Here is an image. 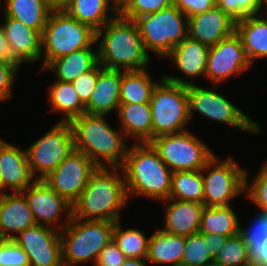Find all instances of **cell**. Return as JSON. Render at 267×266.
Segmentation results:
<instances>
[{
	"instance_id": "16",
	"label": "cell",
	"mask_w": 267,
	"mask_h": 266,
	"mask_svg": "<svg viewBox=\"0 0 267 266\" xmlns=\"http://www.w3.org/2000/svg\"><path fill=\"white\" fill-rule=\"evenodd\" d=\"M13 241L25 251L30 266H64L60 231L56 229L36 224Z\"/></svg>"
},
{
	"instance_id": "43",
	"label": "cell",
	"mask_w": 267,
	"mask_h": 266,
	"mask_svg": "<svg viewBox=\"0 0 267 266\" xmlns=\"http://www.w3.org/2000/svg\"><path fill=\"white\" fill-rule=\"evenodd\" d=\"M19 69L20 66L16 62L0 61V102L11 99Z\"/></svg>"
},
{
	"instance_id": "52",
	"label": "cell",
	"mask_w": 267,
	"mask_h": 266,
	"mask_svg": "<svg viewBox=\"0 0 267 266\" xmlns=\"http://www.w3.org/2000/svg\"><path fill=\"white\" fill-rule=\"evenodd\" d=\"M117 5H120L124 0H114Z\"/></svg>"
},
{
	"instance_id": "1",
	"label": "cell",
	"mask_w": 267,
	"mask_h": 266,
	"mask_svg": "<svg viewBox=\"0 0 267 266\" xmlns=\"http://www.w3.org/2000/svg\"><path fill=\"white\" fill-rule=\"evenodd\" d=\"M96 43L98 63L105 69L136 71L149 68L151 57L135 20L118 13L96 31Z\"/></svg>"
},
{
	"instance_id": "51",
	"label": "cell",
	"mask_w": 267,
	"mask_h": 266,
	"mask_svg": "<svg viewBox=\"0 0 267 266\" xmlns=\"http://www.w3.org/2000/svg\"><path fill=\"white\" fill-rule=\"evenodd\" d=\"M203 266H222L221 264H218V263H216V262H211V263H208V264H206V265H203Z\"/></svg>"
},
{
	"instance_id": "31",
	"label": "cell",
	"mask_w": 267,
	"mask_h": 266,
	"mask_svg": "<svg viewBox=\"0 0 267 266\" xmlns=\"http://www.w3.org/2000/svg\"><path fill=\"white\" fill-rule=\"evenodd\" d=\"M51 112H59L64 117L59 122H70L72 119L86 113L85 105L81 102L73 85L69 82L55 80L48 90Z\"/></svg>"
},
{
	"instance_id": "36",
	"label": "cell",
	"mask_w": 267,
	"mask_h": 266,
	"mask_svg": "<svg viewBox=\"0 0 267 266\" xmlns=\"http://www.w3.org/2000/svg\"><path fill=\"white\" fill-rule=\"evenodd\" d=\"M222 266H253L252 256L244 235L240 232L228 238L214 258Z\"/></svg>"
},
{
	"instance_id": "50",
	"label": "cell",
	"mask_w": 267,
	"mask_h": 266,
	"mask_svg": "<svg viewBox=\"0 0 267 266\" xmlns=\"http://www.w3.org/2000/svg\"><path fill=\"white\" fill-rule=\"evenodd\" d=\"M1 195H3V183H2L1 173H0V196Z\"/></svg>"
},
{
	"instance_id": "8",
	"label": "cell",
	"mask_w": 267,
	"mask_h": 266,
	"mask_svg": "<svg viewBox=\"0 0 267 266\" xmlns=\"http://www.w3.org/2000/svg\"><path fill=\"white\" fill-rule=\"evenodd\" d=\"M148 53L166 57L187 37L188 17L174 4L155 13L135 19Z\"/></svg>"
},
{
	"instance_id": "26",
	"label": "cell",
	"mask_w": 267,
	"mask_h": 266,
	"mask_svg": "<svg viewBox=\"0 0 267 266\" xmlns=\"http://www.w3.org/2000/svg\"><path fill=\"white\" fill-rule=\"evenodd\" d=\"M265 13L247 16L235 23V32L250 61L267 58V16Z\"/></svg>"
},
{
	"instance_id": "23",
	"label": "cell",
	"mask_w": 267,
	"mask_h": 266,
	"mask_svg": "<svg viewBox=\"0 0 267 266\" xmlns=\"http://www.w3.org/2000/svg\"><path fill=\"white\" fill-rule=\"evenodd\" d=\"M121 71L105 69L98 63V80L89 103L87 114L111 115L120 106Z\"/></svg>"
},
{
	"instance_id": "44",
	"label": "cell",
	"mask_w": 267,
	"mask_h": 266,
	"mask_svg": "<svg viewBox=\"0 0 267 266\" xmlns=\"http://www.w3.org/2000/svg\"><path fill=\"white\" fill-rule=\"evenodd\" d=\"M126 258L115 242L111 240L101 250L93 266H121Z\"/></svg>"
},
{
	"instance_id": "12",
	"label": "cell",
	"mask_w": 267,
	"mask_h": 266,
	"mask_svg": "<svg viewBox=\"0 0 267 266\" xmlns=\"http://www.w3.org/2000/svg\"><path fill=\"white\" fill-rule=\"evenodd\" d=\"M74 142L69 122H57L26 148L33 176L43 180L73 151ZM37 173V174H36Z\"/></svg>"
},
{
	"instance_id": "37",
	"label": "cell",
	"mask_w": 267,
	"mask_h": 266,
	"mask_svg": "<svg viewBox=\"0 0 267 266\" xmlns=\"http://www.w3.org/2000/svg\"><path fill=\"white\" fill-rule=\"evenodd\" d=\"M214 261L208 251L207 241L200 231L185 236V248L181 266H203Z\"/></svg>"
},
{
	"instance_id": "49",
	"label": "cell",
	"mask_w": 267,
	"mask_h": 266,
	"mask_svg": "<svg viewBox=\"0 0 267 266\" xmlns=\"http://www.w3.org/2000/svg\"><path fill=\"white\" fill-rule=\"evenodd\" d=\"M53 9H63L71 0H49Z\"/></svg>"
},
{
	"instance_id": "38",
	"label": "cell",
	"mask_w": 267,
	"mask_h": 266,
	"mask_svg": "<svg viewBox=\"0 0 267 266\" xmlns=\"http://www.w3.org/2000/svg\"><path fill=\"white\" fill-rule=\"evenodd\" d=\"M248 171L245 170V195L249 201L260 208L259 213L267 214V159L249 183ZM249 184V185H248Z\"/></svg>"
},
{
	"instance_id": "13",
	"label": "cell",
	"mask_w": 267,
	"mask_h": 266,
	"mask_svg": "<svg viewBox=\"0 0 267 266\" xmlns=\"http://www.w3.org/2000/svg\"><path fill=\"white\" fill-rule=\"evenodd\" d=\"M252 65L239 35L234 31L209 48L205 78L210 80L214 88V85H219L232 76H240L251 69Z\"/></svg>"
},
{
	"instance_id": "33",
	"label": "cell",
	"mask_w": 267,
	"mask_h": 266,
	"mask_svg": "<svg viewBox=\"0 0 267 266\" xmlns=\"http://www.w3.org/2000/svg\"><path fill=\"white\" fill-rule=\"evenodd\" d=\"M202 169L172 173L169 198L203 203Z\"/></svg>"
},
{
	"instance_id": "24",
	"label": "cell",
	"mask_w": 267,
	"mask_h": 266,
	"mask_svg": "<svg viewBox=\"0 0 267 266\" xmlns=\"http://www.w3.org/2000/svg\"><path fill=\"white\" fill-rule=\"evenodd\" d=\"M120 129L133 143H149L152 140V119L149 103H120L117 112Z\"/></svg>"
},
{
	"instance_id": "10",
	"label": "cell",
	"mask_w": 267,
	"mask_h": 266,
	"mask_svg": "<svg viewBox=\"0 0 267 266\" xmlns=\"http://www.w3.org/2000/svg\"><path fill=\"white\" fill-rule=\"evenodd\" d=\"M149 143L172 172L201 170L215 155L190 130L158 136Z\"/></svg>"
},
{
	"instance_id": "18",
	"label": "cell",
	"mask_w": 267,
	"mask_h": 266,
	"mask_svg": "<svg viewBox=\"0 0 267 266\" xmlns=\"http://www.w3.org/2000/svg\"><path fill=\"white\" fill-rule=\"evenodd\" d=\"M0 173L3 194L9 189L11 193L22 192L37 179L34 178L28 163L26 149H20L0 138Z\"/></svg>"
},
{
	"instance_id": "45",
	"label": "cell",
	"mask_w": 267,
	"mask_h": 266,
	"mask_svg": "<svg viewBox=\"0 0 267 266\" xmlns=\"http://www.w3.org/2000/svg\"><path fill=\"white\" fill-rule=\"evenodd\" d=\"M173 4L189 18L213 8L216 0H173Z\"/></svg>"
},
{
	"instance_id": "25",
	"label": "cell",
	"mask_w": 267,
	"mask_h": 266,
	"mask_svg": "<svg viewBox=\"0 0 267 266\" xmlns=\"http://www.w3.org/2000/svg\"><path fill=\"white\" fill-rule=\"evenodd\" d=\"M63 10L98 31L119 13V5L114 0H71Z\"/></svg>"
},
{
	"instance_id": "14",
	"label": "cell",
	"mask_w": 267,
	"mask_h": 266,
	"mask_svg": "<svg viewBox=\"0 0 267 266\" xmlns=\"http://www.w3.org/2000/svg\"><path fill=\"white\" fill-rule=\"evenodd\" d=\"M97 166L83 152L73 151L43 180L73 204L80 196Z\"/></svg>"
},
{
	"instance_id": "32",
	"label": "cell",
	"mask_w": 267,
	"mask_h": 266,
	"mask_svg": "<svg viewBox=\"0 0 267 266\" xmlns=\"http://www.w3.org/2000/svg\"><path fill=\"white\" fill-rule=\"evenodd\" d=\"M233 206L208 207L202 211L200 232L202 234H217L234 236L241 232L240 221Z\"/></svg>"
},
{
	"instance_id": "4",
	"label": "cell",
	"mask_w": 267,
	"mask_h": 266,
	"mask_svg": "<svg viewBox=\"0 0 267 266\" xmlns=\"http://www.w3.org/2000/svg\"><path fill=\"white\" fill-rule=\"evenodd\" d=\"M121 168L128 198L143 196L159 202L169 199L173 172L150 143L130 145Z\"/></svg>"
},
{
	"instance_id": "27",
	"label": "cell",
	"mask_w": 267,
	"mask_h": 266,
	"mask_svg": "<svg viewBox=\"0 0 267 266\" xmlns=\"http://www.w3.org/2000/svg\"><path fill=\"white\" fill-rule=\"evenodd\" d=\"M83 48L52 60L43 70L55 73L57 81L72 83L79 75L91 70L98 63L97 48Z\"/></svg>"
},
{
	"instance_id": "3",
	"label": "cell",
	"mask_w": 267,
	"mask_h": 266,
	"mask_svg": "<svg viewBox=\"0 0 267 266\" xmlns=\"http://www.w3.org/2000/svg\"><path fill=\"white\" fill-rule=\"evenodd\" d=\"M106 115L84 113L72 119L74 149L87 155L97 167H122L129 149L126 136L112 128Z\"/></svg>"
},
{
	"instance_id": "11",
	"label": "cell",
	"mask_w": 267,
	"mask_h": 266,
	"mask_svg": "<svg viewBox=\"0 0 267 266\" xmlns=\"http://www.w3.org/2000/svg\"><path fill=\"white\" fill-rule=\"evenodd\" d=\"M235 160L229 156L222 161L214 155L202 168L205 206H229L231 200L233 202L245 192L246 169L237 165Z\"/></svg>"
},
{
	"instance_id": "5",
	"label": "cell",
	"mask_w": 267,
	"mask_h": 266,
	"mask_svg": "<svg viewBox=\"0 0 267 266\" xmlns=\"http://www.w3.org/2000/svg\"><path fill=\"white\" fill-rule=\"evenodd\" d=\"M96 31L80 23L63 9H53L41 34V60L43 70L52 60L73 51L97 47Z\"/></svg>"
},
{
	"instance_id": "53",
	"label": "cell",
	"mask_w": 267,
	"mask_h": 266,
	"mask_svg": "<svg viewBox=\"0 0 267 266\" xmlns=\"http://www.w3.org/2000/svg\"><path fill=\"white\" fill-rule=\"evenodd\" d=\"M266 12V15H267V0H265V11Z\"/></svg>"
},
{
	"instance_id": "7",
	"label": "cell",
	"mask_w": 267,
	"mask_h": 266,
	"mask_svg": "<svg viewBox=\"0 0 267 266\" xmlns=\"http://www.w3.org/2000/svg\"><path fill=\"white\" fill-rule=\"evenodd\" d=\"M149 104L152 139L188 130L190 118L186 85L169 82L163 77L154 87Z\"/></svg>"
},
{
	"instance_id": "28",
	"label": "cell",
	"mask_w": 267,
	"mask_h": 266,
	"mask_svg": "<svg viewBox=\"0 0 267 266\" xmlns=\"http://www.w3.org/2000/svg\"><path fill=\"white\" fill-rule=\"evenodd\" d=\"M185 248V236L173 235L160 228L150 235L148 246V263L181 266Z\"/></svg>"
},
{
	"instance_id": "20",
	"label": "cell",
	"mask_w": 267,
	"mask_h": 266,
	"mask_svg": "<svg viewBox=\"0 0 267 266\" xmlns=\"http://www.w3.org/2000/svg\"><path fill=\"white\" fill-rule=\"evenodd\" d=\"M236 21L217 6L188 18L187 36L209 47L235 31Z\"/></svg>"
},
{
	"instance_id": "17",
	"label": "cell",
	"mask_w": 267,
	"mask_h": 266,
	"mask_svg": "<svg viewBox=\"0 0 267 266\" xmlns=\"http://www.w3.org/2000/svg\"><path fill=\"white\" fill-rule=\"evenodd\" d=\"M209 46L190 39L188 36L177 44L166 58L174 63V66L184 75L183 77L173 75H163V77L172 83L181 85L197 84V77H205L207 69V59ZM188 77V81L186 78Z\"/></svg>"
},
{
	"instance_id": "48",
	"label": "cell",
	"mask_w": 267,
	"mask_h": 266,
	"mask_svg": "<svg viewBox=\"0 0 267 266\" xmlns=\"http://www.w3.org/2000/svg\"><path fill=\"white\" fill-rule=\"evenodd\" d=\"M147 262V259L126 258L125 262L121 266H150Z\"/></svg>"
},
{
	"instance_id": "22",
	"label": "cell",
	"mask_w": 267,
	"mask_h": 266,
	"mask_svg": "<svg viewBox=\"0 0 267 266\" xmlns=\"http://www.w3.org/2000/svg\"><path fill=\"white\" fill-rule=\"evenodd\" d=\"M35 225L34 215L21 192H7L0 196V239L13 240L20 232Z\"/></svg>"
},
{
	"instance_id": "47",
	"label": "cell",
	"mask_w": 267,
	"mask_h": 266,
	"mask_svg": "<svg viewBox=\"0 0 267 266\" xmlns=\"http://www.w3.org/2000/svg\"><path fill=\"white\" fill-rule=\"evenodd\" d=\"M0 61L4 62H15L12 58L5 33L0 23Z\"/></svg>"
},
{
	"instance_id": "46",
	"label": "cell",
	"mask_w": 267,
	"mask_h": 266,
	"mask_svg": "<svg viewBox=\"0 0 267 266\" xmlns=\"http://www.w3.org/2000/svg\"><path fill=\"white\" fill-rule=\"evenodd\" d=\"M228 238L229 236L204 234V241H207L208 251L213 258H215L217 253L226 244Z\"/></svg>"
},
{
	"instance_id": "34",
	"label": "cell",
	"mask_w": 267,
	"mask_h": 266,
	"mask_svg": "<svg viewBox=\"0 0 267 266\" xmlns=\"http://www.w3.org/2000/svg\"><path fill=\"white\" fill-rule=\"evenodd\" d=\"M249 226H241L252 256L253 266H267V214L258 213Z\"/></svg>"
},
{
	"instance_id": "9",
	"label": "cell",
	"mask_w": 267,
	"mask_h": 266,
	"mask_svg": "<svg viewBox=\"0 0 267 266\" xmlns=\"http://www.w3.org/2000/svg\"><path fill=\"white\" fill-rule=\"evenodd\" d=\"M216 89L199 85H187L189 118L193 113H199L210 120L227 124L251 134H261L260 124L245 114L240 108L231 103Z\"/></svg>"
},
{
	"instance_id": "40",
	"label": "cell",
	"mask_w": 267,
	"mask_h": 266,
	"mask_svg": "<svg viewBox=\"0 0 267 266\" xmlns=\"http://www.w3.org/2000/svg\"><path fill=\"white\" fill-rule=\"evenodd\" d=\"M173 4V0H124L119 5V14L135 20L139 16L155 13Z\"/></svg>"
},
{
	"instance_id": "30",
	"label": "cell",
	"mask_w": 267,
	"mask_h": 266,
	"mask_svg": "<svg viewBox=\"0 0 267 266\" xmlns=\"http://www.w3.org/2000/svg\"><path fill=\"white\" fill-rule=\"evenodd\" d=\"M147 69L121 71L120 103H149L154 87L163 78L153 81Z\"/></svg>"
},
{
	"instance_id": "41",
	"label": "cell",
	"mask_w": 267,
	"mask_h": 266,
	"mask_svg": "<svg viewBox=\"0 0 267 266\" xmlns=\"http://www.w3.org/2000/svg\"><path fill=\"white\" fill-rule=\"evenodd\" d=\"M0 266H30L25 251L13 240L0 239Z\"/></svg>"
},
{
	"instance_id": "19",
	"label": "cell",
	"mask_w": 267,
	"mask_h": 266,
	"mask_svg": "<svg viewBox=\"0 0 267 266\" xmlns=\"http://www.w3.org/2000/svg\"><path fill=\"white\" fill-rule=\"evenodd\" d=\"M13 60L21 67L41 59V33L4 15L1 22Z\"/></svg>"
},
{
	"instance_id": "42",
	"label": "cell",
	"mask_w": 267,
	"mask_h": 266,
	"mask_svg": "<svg viewBox=\"0 0 267 266\" xmlns=\"http://www.w3.org/2000/svg\"><path fill=\"white\" fill-rule=\"evenodd\" d=\"M98 80V63L89 71L79 75L71 84L81 102L86 106L93 94Z\"/></svg>"
},
{
	"instance_id": "15",
	"label": "cell",
	"mask_w": 267,
	"mask_h": 266,
	"mask_svg": "<svg viewBox=\"0 0 267 266\" xmlns=\"http://www.w3.org/2000/svg\"><path fill=\"white\" fill-rule=\"evenodd\" d=\"M21 193L26 198L37 225L61 231L71 220L72 204L55 192L44 180H36ZM62 214L66 215V222L61 221Z\"/></svg>"
},
{
	"instance_id": "6",
	"label": "cell",
	"mask_w": 267,
	"mask_h": 266,
	"mask_svg": "<svg viewBox=\"0 0 267 266\" xmlns=\"http://www.w3.org/2000/svg\"><path fill=\"white\" fill-rule=\"evenodd\" d=\"M115 222L71 218L60 231L64 266L94 265L101 250L112 240Z\"/></svg>"
},
{
	"instance_id": "2",
	"label": "cell",
	"mask_w": 267,
	"mask_h": 266,
	"mask_svg": "<svg viewBox=\"0 0 267 266\" xmlns=\"http://www.w3.org/2000/svg\"><path fill=\"white\" fill-rule=\"evenodd\" d=\"M120 167H97L79 198L72 204V217L117 222L129 203Z\"/></svg>"
},
{
	"instance_id": "39",
	"label": "cell",
	"mask_w": 267,
	"mask_h": 266,
	"mask_svg": "<svg viewBox=\"0 0 267 266\" xmlns=\"http://www.w3.org/2000/svg\"><path fill=\"white\" fill-rule=\"evenodd\" d=\"M216 6L235 21L261 14L265 0H216Z\"/></svg>"
},
{
	"instance_id": "35",
	"label": "cell",
	"mask_w": 267,
	"mask_h": 266,
	"mask_svg": "<svg viewBox=\"0 0 267 266\" xmlns=\"http://www.w3.org/2000/svg\"><path fill=\"white\" fill-rule=\"evenodd\" d=\"M121 220L115 222L112 240L127 258L146 259L150 237L138 228L123 229Z\"/></svg>"
},
{
	"instance_id": "29",
	"label": "cell",
	"mask_w": 267,
	"mask_h": 266,
	"mask_svg": "<svg viewBox=\"0 0 267 266\" xmlns=\"http://www.w3.org/2000/svg\"><path fill=\"white\" fill-rule=\"evenodd\" d=\"M5 16L23 22L26 26L42 34L47 24L48 17L53 8L49 0H5L4 7Z\"/></svg>"
},
{
	"instance_id": "21",
	"label": "cell",
	"mask_w": 267,
	"mask_h": 266,
	"mask_svg": "<svg viewBox=\"0 0 267 266\" xmlns=\"http://www.w3.org/2000/svg\"><path fill=\"white\" fill-rule=\"evenodd\" d=\"M166 206L164 209L162 231L173 234L188 236L200 231L203 203L183 201L178 199H165L160 201Z\"/></svg>"
}]
</instances>
